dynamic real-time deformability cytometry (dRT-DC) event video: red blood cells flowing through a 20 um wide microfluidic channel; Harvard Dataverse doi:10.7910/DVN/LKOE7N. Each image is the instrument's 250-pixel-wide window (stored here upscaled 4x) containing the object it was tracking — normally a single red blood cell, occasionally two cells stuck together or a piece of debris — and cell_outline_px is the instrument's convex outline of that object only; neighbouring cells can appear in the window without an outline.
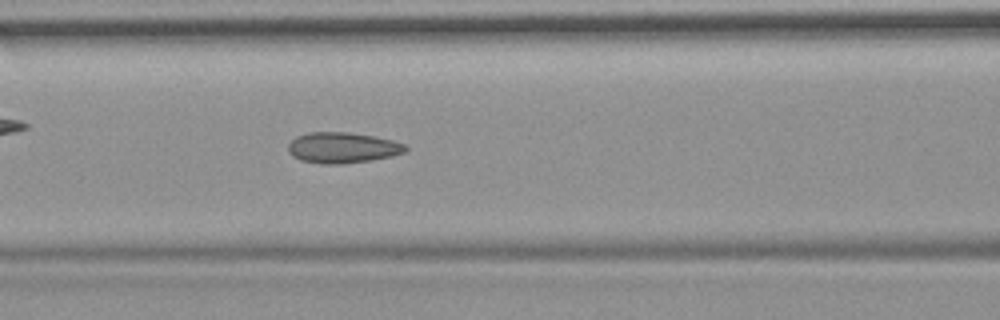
{"species": "common noctule bat (a hibernating species)", "species_latin": "Nyctalus noctula", "temperature_condition": "room temperature", "stored_images_in_passage": 36, "camera_frame_rate_fps": 3000, "um_per_image_px": 0.085, "animal": {"sex": "female", "body_mass_g": 19.9}, "frame": {"image": 1, "passage_image": 6, "time_ms": 1.667, "image_size_px": [1000, 320], "cell_outline_px": [[408, 148], [404, 152], [372, 160], [344, 164], [320, 164], [300, 160], [292, 156], [288, 152], [288, 144], [296, 136], [308, 132], [348, 132], [372, 136], [392, 140], [404, 144]], "centroid_in_image_um": [29.05, 12.56], "position_along_channel_um": 137.5, "area_um2": 21.04}}